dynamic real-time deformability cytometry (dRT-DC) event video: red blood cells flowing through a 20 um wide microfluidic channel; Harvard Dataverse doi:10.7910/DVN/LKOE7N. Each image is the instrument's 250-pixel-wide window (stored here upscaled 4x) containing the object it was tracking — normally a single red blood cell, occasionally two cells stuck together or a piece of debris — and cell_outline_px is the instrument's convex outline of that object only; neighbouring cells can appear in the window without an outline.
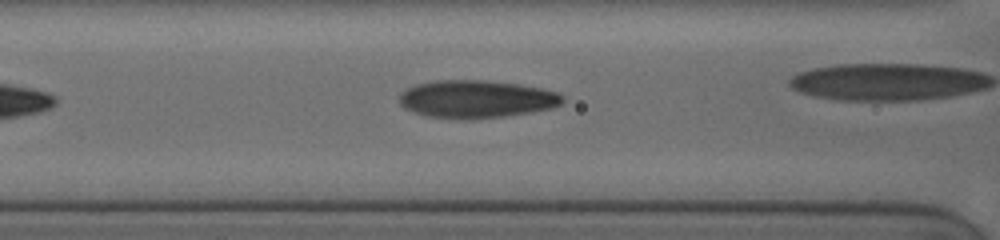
{"species": "human", "species_latin": "Homo sapiens", "temperature_condition": "cold", "stored_images_in_passage": 7, "camera_frame_rate_fps": 3000, "um_per_image_px": 0.085, "donor": {"sex": "female"}, "frame": {"image": 1, "passage_image": 5, "time_ms": 2.333, "image_size_px": [1000, 240], "cell_outline_px": [[564, 100], [560, 104], [552, 108], [532, 112], [500, 116], [428, 116], [404, 108], [400, 104], [400, 96], [408, 88], [416, 84], [436, 80], [484, 80], [516, 84], [540, 88], [556, 92], [564, 96]], "centroid_in_image_um": [40.53, 8.37], "position_along_channel_um": 126.1, "area_um2": 34.56}}